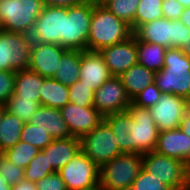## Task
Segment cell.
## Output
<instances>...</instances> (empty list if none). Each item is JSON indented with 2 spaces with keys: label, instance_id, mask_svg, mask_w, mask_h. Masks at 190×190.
Listing matches in <instances>:
<instances>
[{
  "label": "cell",
  "instance_id": "cell-34",
  "mask_svg": "<svg viewBox=\"0 0 190 190\" xmlns=\"http://www.w3.org/2000/svg\"><path fill=\"white\" fill-rule=\"evenodd\" d=\"M20 141L33 145L41 151L53 141V138L42 128L27 122L23 124Z\"/></svg>",
  "mask_w": 190,
  "mask_h": 190
},
{
  "label": "cell",
  "instance_id": "cell-3",
  "mask_svg": "<svg viewBox=\"0 0 190 190\" xmlns=\"http://www.w3.org/2000/svg\"><path fill=\"white\" fill-rule=\"evenodd\" d=\"M44 6V0H2L0 29L30 35Z\"/></svg>",
  "mask_w": 190,
  "mask_h": 190
},
{
  "label": "cell",
  "instance_id": "cell-27",
  "mask_svg": "<svg viewBox=\"0 0 190 190\" xmlns=\"http://www.w3.org/2000/svg\"><path fill=\"white\" fill-rule=\"evenodd\" d=\"M23 122L15 115L4 111L0 118V153L15 146L21 137Z\"/></svg>",
  "mask_w": 190,
  "mask_h": 190
},
{
  "label": "cell",
  "instance_id": "cell-10",
  "mask_svg": "<svg viewBox=\"0 0 190 190\" xmlns=\"http://www.w3.org/2000/svg\"><path fill=\"white\" fill-rule=\"evenodd\" d=\"M67 15L68 8L66 7L45 5L30 33L31 40L38 43L60 45L63 41Z\"/></svg>",
  "mask_w": 190,
  "mask_h": 190
},
{
  "label": "cell",
  "instance_id": "cell-45",
  "mask_svg": "<svg viewBox=\"0 0 190 190\" xmlns=\"http://www.w3.org/2000/svg\"><path fill=\"white\" fill-rule=\"evenodd\" d=\"M179 129L190 137V110L186 112V114L183 116L182 121L180 122Z\"/></svg>",
  "mask_w": 190,
  "mask_h": 190
},
{
  "label": "cell",
  "instance_id": "cell-8",
  "mask_svg": "<svg viewBox=\"0 0 190 190\" xmlns=\"http://www.w3.org/2000/svg\"><path fill=\"white\" fill-rule=\"evenodd\" d=\"M127 111L133 118V125L129 132L130 153L145 154L154 151L160 131L148 108L138 107L131 103Z\"/></svg>",
  "mask_w": 190,
  "mask_h": 190
},
{
  "label": "cell",
  "instance_id": "cell-6",
  "mask_svg": "<svg viewBox=\"0 0 190 190\" xmlns=\"http://www.w3.org/2000/svg\"><path fill=\"white\" fill-rule=\"evenodd\" d=\"M95 0H84L68 8L65 17L63 41L60 45L66 50H87V39Z\"/></svg>",
  "mask_w": 190,
  "mask_h": 190
},
{
  "label": "cell",
  "instance_id": "cell-52",
  "mask_svg": "<svg viewBox=\"0 0 190 190\" xmlns=\"http://www.w3.org/2000/svg\"><path fill=\"white\" fill-rule=\"evenodd\" d=\"M87 190H105V189L102 186L97 185V186H95V187H93L91 189H87Z\"/></svg>",
  "mask_w": 190,
  "mask_h": 190
},
{
  "label": "cell",
  "instance_id": "cell-28",
  "mask_svg": "<svg viewBox=\"0 0 190 190\" xmlns=\"http://www.w3.org/2000/svg\"><path fill=\"white\" fill-rule=\"evenodd\" d=\"M166 49L163 45L137 40L138 63L158 72L163 68Z\"/></svg>",
  "mask_w": 190,
  "mask_h": 190
},
{
  "label": "cell",
  "instance_id": "cell-1",
  "mask_svg": "<svg viewBox=\"0 0 190 190\" xmlns=\"http://www.w3.org/2000/svg\"><path fill=\"white\" fill-rule=\"evenodd\" d=\"M132 35L131 26L95 1L87 39L88 51H100L104 47L123 42Z\"/></svg>",
  "mask_w": 190,
  "mask_h": 190
},
{
  "label": "cell",
  "instance_id": "cell-40",
  "mask_svg": "<svg viewBox=\"0 0 190 190\" xmlns=\"http://www.w3.org/2000/svg\"><path fill=\"white\" fill-rule=\"evenodd\" d=\"M37 190H67L59 172H53L36 182Z\"/></svg>",
  "mask_w": 190,
  "mask_h": 190
},
{
  "label": "cell",
  "instance_id": "cell-5",
  "mask_svg": "<svg viewBox=\"0 0 190 190\" xmlns=\"http://www.w3.org/2000/svg\"><path fill=\"white\" fill-rule=\"evenodd\" d=\"M143 169L172 190H186L189 186L190 167L172 157L156 151L142 154Z\"/></svg>",
  "mask_w": 190,
  "mask_h": 190
},
{
  "label": "cell",
  "instance_id": "cell-16",
  "mask_svg": "<svg viewBox=\"0 0 190 190\" xmlns=\"http://www.w3.org/2000/svg\"><path fill=\"white\" fill-rule=\"evenodd\" d=\"M60 111L71 136L77 138L91 132L104 120L94 107H79L71 102Z\"/></svg>",
  "mask_w": 190,
  "mask_h": 190
},
{
  "label": "cell",
  "instance_id": "cell-36",
  "mask_svg": "<svg viewBox=\"0 0 190 190\" xmlns=\"http://www.w3.org/2000/svg\"><path fill=\"white\" fill-rule=\"evenodd\" d=\"M162 94L163 93L154 82L153 84L147 86L137 96H135L131 100V103L138 107L150 108L158 103Z\"/></svg>",
  "mask_w": 190,
  "mask_h": 190
},
{
  "label": "cell",
  "instance_id": "cell-22",
  "mask_svg": "<svg viewBox=\"0 0 190 190\" xmlns=\"http://www.w3.org/2000/svg\"><path fill=\"white\" fill-rule=\"evenodd\" d=\"M119 77L131 100L155 82V72L139 63L131 66Z\"/></svg>",
  "mask_w": 190,
  "mask_h": 190
},
{
  "label": "cell",
  "instance_id": "cell-29",
  "mask_svg": "<svg viewBox=\"0 0 190 190\" xmlns=\"http://www.w3.org/2000/svg\"><path fill=\"white\" fill-rule=\"evenodd\" d=\"M140 0H101L100 3L117 18L126 22L135 31V14Z\"/></svg>",
  "mask_w": 190,
  "mask_h": 190
},
{
  "label": "cell",
  "instance_id": "cell-21",
  "mask_svg": "<svg viewBox=\"0 0 190 190\" xmlns=\"http://www.w3.org/2000/svg\"><path fill=\"white\" fill-rule=\"evenodd\" d=\"M80 150V141L77 137L65 139H53V141L43 150L47 156L48 163L58 172L68 164Z\"/></svg>",
  "mask_w": 190,
  "mask_h": 190
},
{
  "label": "cell",
  "instance_id": "cell-48",
  "mask_svg": "<svg viewBox=\"0 0 190 190\" xmlns=\"http://www.w3.org/2000/svg\"><path fill=\"white\" fill-rule=\"evenodd\" d=\"M10 185L7 184L6 180L0 175V190H10Z\"/></svg>",
  "mask_w": 190,
  "mask_h": 190
},
{
  "label": "cell",
  "instance_id": "cell-2",
  "mask_svg": "<svg viewBox=\"0 0 190 190\" xmlns=\"http://www.w3.org/2000/svg\"><path fill=\"white\" fill-rule=\"evenodd\" d=\"M155 83L163 94L190 101V58L179 48H167L163 68L155 72Z\"/></svg>",
  "mask_w": 190,
  "mask_h": 190
},
{
  "label": "cell",
  "instance_id": "cell-30",
  "mask_svg": "<svg viewBox=\"0 0 190 190\" xmlns=\"http://www.w3.org/2000/svg\"><path fill=\"white\" fill-rule=\"evenodd\" d=\"M40 102L33 99H19L16 95H12L5 104V110L15 115L23 123L30 121V118L37 111Z\"/></svg>",
  "mask_w": 190,
  "mask_h": 190
},
{
  "label": "cell",
  "instance_id": "cell-25",
  "mask_svg": "<svg viewBox=\"0 0 190 190\" xmlns=\"http://www.w3.org/2000/svg\"><path fill=\"white\" fill-rule=\"evenodd\" d=\"M117 139L120 151L130 153V131L133 125V118L128 111L118 112L104 116Z\"/></svg>",
  "mask_w": 190,
  "mask_h": 190
},
{
  "label": "cell",
  "instance_id": "cell-17",
  "mask_svg": "<svg viewBox=\"0 0 190 190\" xmlns=\"http://www.w3.org/2000/svg\"><path fill=\"white\" fill-rule=\"evenodd\" d=\"M112 75L99 51H81L79 81L96 91Z\"/></svg>",
  "mask_w": 190,
  "mask_h": 190
},
{
  "label": "cell",
  "instance_id": "cell-11",
  "mask_svg": "<svg viewBox=\"0 0 190 190\" xmlns=\"http://www.w3.org/2000/svg\"><path fill=\"white\" fill-rule=\"evenodd\" d=\"M3 70L28 69L32 40L30 35L0 29Z\"/></svg>",
  "mask_w": 190,
  "mask_h": 190
},
{
  "label": "cell",
  "instance_id": "cell-9",
  "mask_svg": "<svg viewBox=\"0 0 190 190\" xmlns=\"http://www.w3.org/2000/svg\"><path fill=\"white\" fill-rule=\"evenodd\" d=\"M58 172L67 190H87L99 185L100 168L81 150Z\"/></svg>",
  "mask_w": 190,
  "mask_h": 190
},
{
  "label": "cell",
  "instance_id": "cell-24",
  "mask_svg": "<svg viewBox=\"0 0 190 190\" xmlns=\"http://www.w3.org/2000/svg\"><path fill=\"white\" fill-rule=\"evenodd\" d=\"M69 88L55 78H44L40 91V105L61 109L69 103Z\"/></svg>",
  "mask_w": 190,
  "mask_h": 190
},
{
  "label": "cell",
  "instance_id": "cell-50",
  "mask_svg": "<svg viewBox=\"0 0 190 190\" xmlns=\"http://www.w3.org/2000/svg\"><path fill=\"white\" fill-rule=\"evenodd\" d=\"M0 70H3L2 53H1V41H0Z\"/></svg>",
  "mask_w": 190,
  "mask_h": 190
},
{
  "label": "cell",
  "instance_id": "cell-53",
  "mask_svg": "<svg viewBox=\"0 0 190 190\" xmlns=\"http://www.w3.org/2000/svg\"><path fill=\"white\" fill-rule=\"evenodd\" d=\"M121 190H134V188H133V186L131 185V186H127L126 188L121 189Z\"/></svg>",
  "mask_w": 190,
  "mask_h": 190
},
{
  "label": "cell",
  "instance_id": "cell-13",
  "mask_svg": "<svg viewBox=\"0 0 190 190\" xmlns=\"http://www.w3.org/2000/svg\"><path fill=\"white\" fill-rule=\"evenodd\" d=\"M148 110L159 131L177 129L189 110V100L174 94H162L158 103Z\"/></svg>",
  "mask_w": 190,
  "mask_h": 190
},
{
  "label": "cell",
  "instance_id": "cell-23",
  "mask_svg": "<svg viewBox=\"0 0 190 190\" xmlns=\"http://www.w3.org/2000/svg\"><path fill=\"white\" fill-rule=\"evenodd\" d=\"M44 77L28 69L17 70L13 94L19 99H33L40 102V91Z\"/></svg>",
  "mask_w": 190,
  "mask_h": 190
},
{
  "label": "cell",
  "instance_id": "cell-35",
  "mask_svg": "<svg viewBox=\"0 0 190 190\" xmlns=\"http://www.w3.org/2000/svg\"><path fill=\"white\" fill-rule=\"evenodd\" d=\"M69 88V101L79 107H93L94 92L88 86L77 81Z\"/></svg>",
  "mask_w": 190,
  "mask_h": 190
},
{
  "label": "cell",
  "instance_id": "cell-39",
  "mask_svg": "<svg viewBox=\"0 0 190 190\" xmlns=\"http://www.w3.org/2000/svg\"><path fill=\"white\" fill-rule=\"evenodd\" d=\"M16 71L0 70V103L6 104L13 95Z\"/></svg>",
  "mask_w": 190,
  "mask_h": 190
},
{
  "label": "cell",
  "instance_id": "cell-37",
  "mask_svg": "<svg viewBox=\"0 0 190 190\" xmlns=\"http://www.w3.org/2000/svg\"><path fill=\"white\" fill-rule=\"evenodd\" d=\"M0 175L12 186L24 179V169L13 165L2 153H0Z\"/></svg>",
  "mask_w": 190,
  "mask_h": 190
},
{
  "label": "cell",
  "instance_id": "cell-7",
  "mask_svg": "<svg viewBox=\"0 0 190 190\" xmlns=\"http://www.w3.org/2000/svg\"><path fill=\"white\" fill-rule=\"evenodd\" d=\"M80 150L99 168L114 157L123 154L108 123L103 120L91 132L79 138Z\"/></svg>",
  "mask_w": 190,
  "mask_h": 190
},
{
  "label": "cell",
  "instance_id": "cell-18",
  "mask_svg": "<svg viewBox=\"0 0 190 190\" xmlns=\"http://www.w3.org/2000/svg\"><path fill=\"white\" fill-rule=\"evenodd\" d=\"M154 151L179 159L190 167V137L179 128L160 131Z\"/></svg>",
  "mask_w": 190,
  "mask_h": 190
},
{
  "label": "cell",
  "instance_id": "cell-33",
  "mask_svg": "<svg viewBox=\"0 0 190 190\" xmlns=\"http://www.w3.org/2000/svg\"><path fill=\"white\" fill-rule=\"evenodd\" d=\"M53 172L56 171L48 163L47 156L40 151L24 169V180L36 183Z\"/></svg>",
  "mask_w": 190,
  "mask_h": 190
},
{
  "label": "cell",
  "instance_id": "cell-43",
  "mask_svg": "<svg viewBox=\"0 0 190 190\" xmlns=\"http://www.w3.org/2000/svg\"><path fill=\"white\" fill-rule=\"evenodd\" d=\"M84 0H44V4L52 7H66L76 6Z\"/></svg>",
  "mask_w": 190,
  "mask_h": 190
},
{
  "label": "cell",
  "instance_id": "cell-46",
  "mask_svg": "<svg viewBox=\"0 0 190 190\" xmlns=\"http://www.w3.org/2000/svg\"><path fill=\"white\" fill-rule=\"evenodd\" d=\"M179 21L185 24L190 29V7L184 8V11L180 16Z\"/></svg>",
  "mask_w": 190,
  "mask_h": 190
},
{
  "label": "cell",
  "instance_id": "cell-12",
  "mask_svg": "<svg viewBox=\"0 0 190 190\" xmlns=\"http://www.w3.org/2000/svg\"><path fill=\"white\" fill-rule=\"evenodd\" d=\"M130 104L131 99L119 76H112L94 92L93 107L103 117L127 111Z\"/></svg>",
  "mask_w": 190,
  "mask_h": 190
},
{
  "label": "cell",
  "instance_id": "cell-41",
  "mask_svg": "<svg viewBox=\"0 0 190 190\" xmlns=\"http://www.w3.org/2000/svg\"><path fill=\"white\" fill-rule=\"evenodd\" d=\"M190 29L179 20H173V38L172 48L181 49L187 45L189 39Z\"/></svg>",
  "mask_w": 190,
  "mask_h": 190
},
{
  "label": "cell",
  "instance_id": "cell-44",
  "mask_svg": "<svg viewBox=\"0 0 190 190\" xmlns=\"http://www.w3.org/2000/svg\"><path fill=\"white\" fill-rule=\"evenodd\" d=\"M10 190H37L36 183L27 181V180H22L19 183L12 185L10 187Z\"/></svg>",
  "mask_w": 190,
  "mask_h": 190
},
{
  "label": "cell",
  "instance_id": "cell-26",
  "mask_svg": "<svg viewBox=\"0 0 190 190\" xmlns=\"http://www.w3.org/2000/svg\"><path fill=\"white\" fill-rule=\"evenodd\" d=\"M81 51L67 50L61 57L58 69L55 73L57 81L70 86L79 81Z\"/></svg>",
  "mask_w": 190,
  "mask_h": 190
},
{
  "label": "cell",
  "instance_id": "cell-32",
  "mask_svg": "<svg viewBox=\"0 0 190 190\" xmlns=\"http://www.w3.org/2000/svg\"><path fill=\"white\" fill-rule=\"evenodd\" d=\"M162 2L163 0H140L135 14V30L140 25L163 17Z\"/></svg>",
  "mask_w": 190,
  "mask_h": 190
},
{
  "label": "cell",
  "instance_id": "cell-4",
  "mask_svg": "<svg viewBox=\"0 0 190 190\" xmlns=\"http://www.w3.org/2000/svg\"><path fill=\"white\" fill-rule=\"evenodd\" d=\"M143 168L142 154L124 153L100 167L99 185L105 190L131 186Z\"/></svg>",
  "mask_w": 190,
  "mask_h": 190
},
{
  "label": "cell",
  "instance_id": "cell-38",
  "mask_svg": "<svg viewBox=\"0 0 190 190\" xmlns=\"http://www.w3.org/2000/svg\"><path fill=\"white\" fill-rule=\"evenodd\" d=\"M134 190H172L143 168L132 184Z\"/></svg>",
  "mask_w": 190,
  "mask_h": 190
},
{
  "label": "cell",
  "instance_id": "cell-42",
  "mask_svg": "<svg viewBox=\"0 0 190 190\" xmlns=\"http://www.w3.org/2000/svg\"><path fill=\"white\" fill-rule=\"evenodd\" d=\"M184 8L178 0H163L161 7L163 17L171 21L179 20Z\"/></svg>",
  "mask_w": 190,
  "mask_h": 190
},
{
  "label": "cell",
  "instance_id": "cell-19",
  "mask_svg": "<svg viewBox=\"0 0 190 190\" xmlns=\"http://www.w3.org/2000/svg\"><path fill=\"white\" fill-rule=\"evenodd\" d=\"M29 122L48 132L53 139L72 137L60 109L40 105Z\"/></svg>",
  "mask_w": 190,
  "mask_h": 190
},
{
  "label": "cell",
  "instance_id": "cell-20",
  "mask_svg": "<svg viewBox=\"0 0 190 190\" xmlns=\"http://www.w3.org/2000/svg\"><path fill=\"white\" fill-rule=\"evenodd\" d=\"M133 35L139 41L150 42L172 48L173 21L162 17L140 25Z\"/></svg>",
  "mask_w": 190,
  "mask_h": 190
},
{
  "label": "cell",
  "instance_id": "cell-31",
  "mask_svg": "<svg viewBox=\"0 0 190 190\" xmlns=\"http://www.w3.org/2000/svg\"><path fill=\"white\" fill-rule=\"evenodd\" d=\"M40 152L38 148L26 142L19 141L15 146L2 154L13 163V165L25 169L31 160Z\"/></svg>",
  "mask_w": 190,
  "mask_h": 190
},
{
  "label": "cell",
  "instance_id": "cell-47",
  "mask_svg": "<svg viewBox=\"0 0 190 190\" xmlns=\"http://www.w3.org/2000/svg\"><path fill=\"white\" fill-rule=\"evenodd\" d=\"M181 51L183 52V54H185L190 58V34H189V39L187 40V45L183 46L181 48Z\"/></svg>",
  "mask_w": 190,
  "mask_h": 190
},
{
  "label": "cell",
  "instance_id": "cell-49",
  "mask_svg": "<svg viewBox=\"0 0 190 190\" xmlns=\"http://www.w3.org/2000/svg\"><path fill=\"white\" fill-rule=\"evenodd\" d=\"M183 7H190V0H178Z\"/></svg>",
  "mask_w": 190,
  "mask_h": 190
},
{
  "label": "cell",
  "instance_id": "cell-14",
  "mask_svg": "<svg viewBox=\"0 0 190 190\" xmlns=\"http://www.w3.org/2000/svg\"><path fill=\"white\" fill-rule=\"evenodd\" d=\"M99 53L103 56L112 76H120L131 66L138 63L137 39L134 35L127 40L102 48Z\"/></svg>",
  "mask_w": 190,
  "mask_h": 190
},
{
  "label": "cell",
  "instance_id": "cell-51",
  "mask_svg": "<svg viewBox=\"0 0 190 190\" xmlns=\"http://www.w3.org/2000/svg\"><path fill=\"white\" fill-rule=\"evenodd\" d=\"M4 111H5V104L0 103V118Z\"/></svg>",
  "mask_w": 190,
  "mask_h": 190
},
{
  "label": "cell",
  "instance_id": "cell-15",
  "mask_svg": "<svg viewBox=\"0 0 190 190\" xmlns=\"http://www.w3.org/2000/svg\"><path fill=\"white\" fill-rule=\"evenodd\" d=\"M66 51L61 45L32 41L28 68L44 78H53Z\"/></svg>",
  "mask_w": 190,
  "mask_h": 190
}]
</instances>
